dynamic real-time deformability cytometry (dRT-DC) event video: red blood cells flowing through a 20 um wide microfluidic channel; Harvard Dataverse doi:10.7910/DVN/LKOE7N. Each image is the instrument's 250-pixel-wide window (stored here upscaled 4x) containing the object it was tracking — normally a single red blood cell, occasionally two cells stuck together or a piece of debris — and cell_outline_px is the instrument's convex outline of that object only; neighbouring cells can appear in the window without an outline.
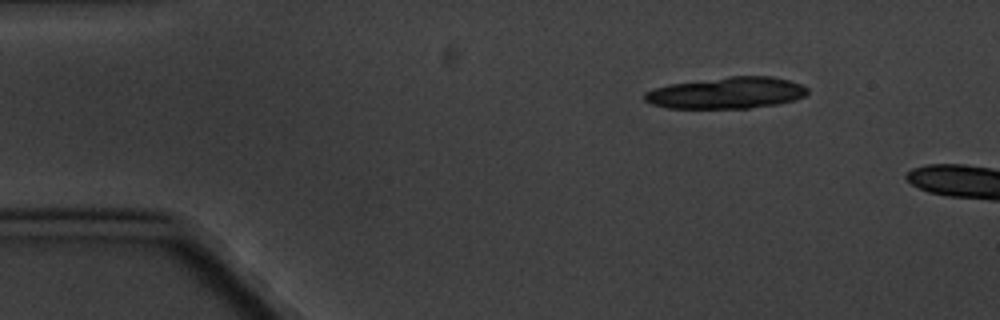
{"species": "common noctule bat (a hibernating species)", "species_latin": "Nyctalus noctula", "temperature_condition": "cold", "stored_images_in_passage": 5, "camera_frame_rate_fps": 3000, "um_per_image_px": 0.085, "animal": {"sex": "male", "body_mass_g": 20.1, "forearm_length_mm": 53.5}, "frame": {"image": 1, "passage_image": 5, "time_ms": 5.333, "image_size_px": [1000, 320], "cell_outline_px": [[808, 92], [804, 96], [792, 100], [776, 104], [748, 108], [668, 108], [652, 104], [644, 100], [644, 92], [668, 84], [728, 76], [772, 76], [788, 80], [800, 84], [808, 88]], "centroid_in_image_um": [61.74, 7.89], "position_along_channel_um": 23.3, "area_um2": 29.82}}